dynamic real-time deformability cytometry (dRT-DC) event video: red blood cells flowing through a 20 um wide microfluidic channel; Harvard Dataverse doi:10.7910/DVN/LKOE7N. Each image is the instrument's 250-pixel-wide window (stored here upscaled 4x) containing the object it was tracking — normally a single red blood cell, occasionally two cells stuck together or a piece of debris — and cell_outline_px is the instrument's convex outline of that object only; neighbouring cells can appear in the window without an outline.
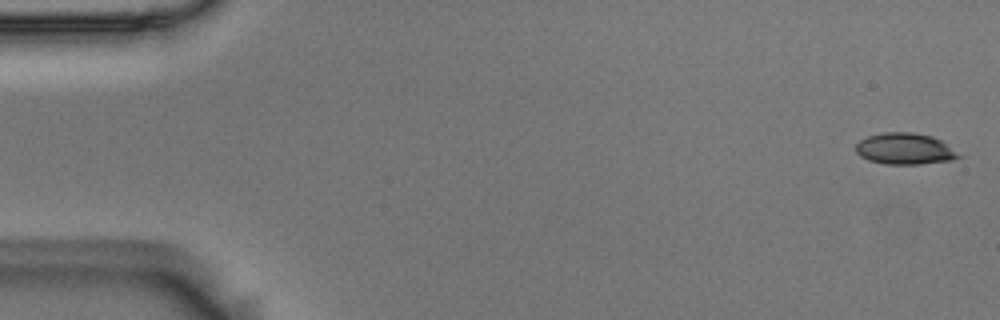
{"species": "Egyptian fruit bat (a non-hibernating species)", "species_latin": "Rousettus aegyptiacus", "temperature_condition": "room temperature", "stored_images_in_passage": 5, "camera_frame_rate_fps": 3000, "um_per_image_px": 0.085, "animal": {"sex": "male"}, "frame": {"image": 1, "passage_image": 1, "time_ms": 0.0, "image_size_px": [1000, 320], "cell_outline_px": [[964, 156], [952, 160], [920, 164], [884, 164], [868, 160], [860, 156], [856, 152], [856, 144], [860, 140], [868, 136], [884, 132], [912, 132], [932, 136], [940, 140]], "centroid_in_image_um": [76.92, 12.65], "position_along_channel_um": 8.1, "area_um2": 18.84}}